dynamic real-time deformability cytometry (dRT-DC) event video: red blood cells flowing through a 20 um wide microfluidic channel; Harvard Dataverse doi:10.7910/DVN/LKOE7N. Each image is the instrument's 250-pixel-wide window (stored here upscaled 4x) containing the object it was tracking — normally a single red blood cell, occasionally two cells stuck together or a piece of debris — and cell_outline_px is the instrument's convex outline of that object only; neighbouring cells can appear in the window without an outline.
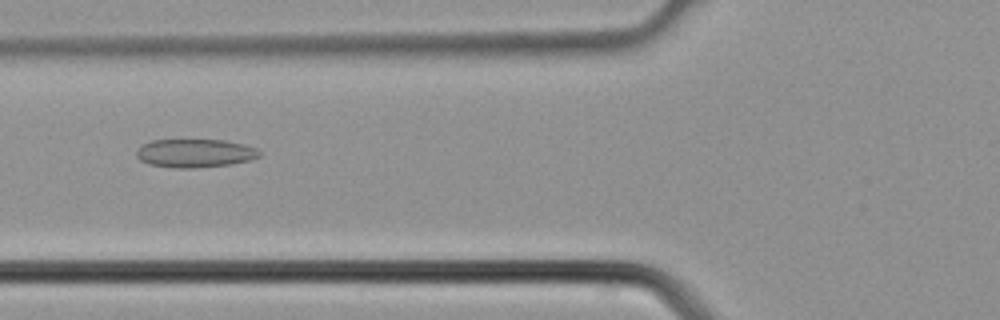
{"species": "common noctule bat (a hibernating species)", "species_latin": "Nyctalus noctula", "temperature_condition": "cold", "stored_images_in_passage": 5, "camera_frame_rate_fps": 3000, "um_per_image_px": 0.085, "animal": {"sex": "male", "body_mass_g": 21.5, "forearm_length_mm": 52.0}, "frame": {"image": 1, "passage_image": 5, "time_ms": 1.333, "image_size_px": [1000, 320], "cell_outline_px": [[260, 156], [248, 160], [232, 164], [196, 168], [172, 168], [148, 164], [140, 160], [136, 156], [136, 152], [140, 144], [152, 140], [224, 140], [244, 144], [256, 148], [260, 152]], "centroid_in_image_um": [16.53, 13.02], "position_along_channel_um": 109.3, "area_um2": 20.52}}